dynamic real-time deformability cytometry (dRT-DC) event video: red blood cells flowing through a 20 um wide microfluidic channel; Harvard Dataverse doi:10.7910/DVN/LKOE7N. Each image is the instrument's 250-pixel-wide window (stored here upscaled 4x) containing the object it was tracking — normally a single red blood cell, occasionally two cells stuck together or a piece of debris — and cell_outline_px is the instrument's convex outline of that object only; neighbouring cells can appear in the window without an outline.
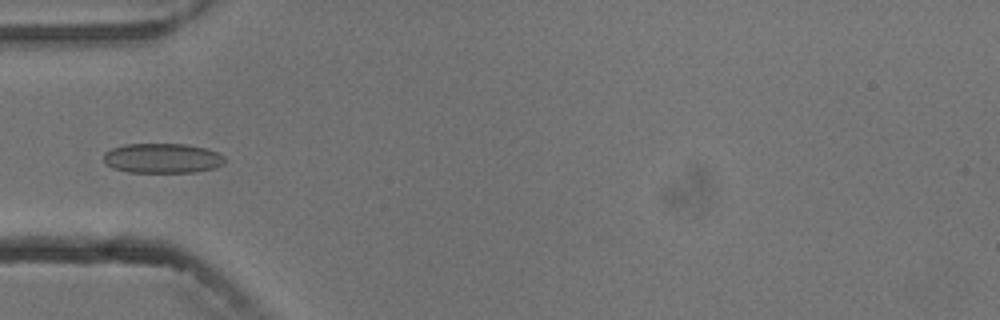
{"species": "common noctule bat (a hibernating species)", "species_latin": "Nyctalus noctula", "temperature_condition": "cold", "stored_images_in_passage": 4, "camera_frame_rate_fps": 3000, "um_per_image_px": 0.085, "animal": {"sex": "male", "body_mass_g": 13.3}, "frame": {"image": 1, "passage_image": 4, "time_ms": 3.333, "image_size_px": [1000, 320], "cell_outline_px": [[224, 164], [216, 168], [196, 172], [128, 172], [112, 168], [104, 164], [104, 152], [112, 148], [124, 144], [184, 144], [208, 148], [224, 156]], "centroid_in_image_um": [13.8, 13.45], "position_along_channel_um": 71.2, "area_um2": 21.27}}